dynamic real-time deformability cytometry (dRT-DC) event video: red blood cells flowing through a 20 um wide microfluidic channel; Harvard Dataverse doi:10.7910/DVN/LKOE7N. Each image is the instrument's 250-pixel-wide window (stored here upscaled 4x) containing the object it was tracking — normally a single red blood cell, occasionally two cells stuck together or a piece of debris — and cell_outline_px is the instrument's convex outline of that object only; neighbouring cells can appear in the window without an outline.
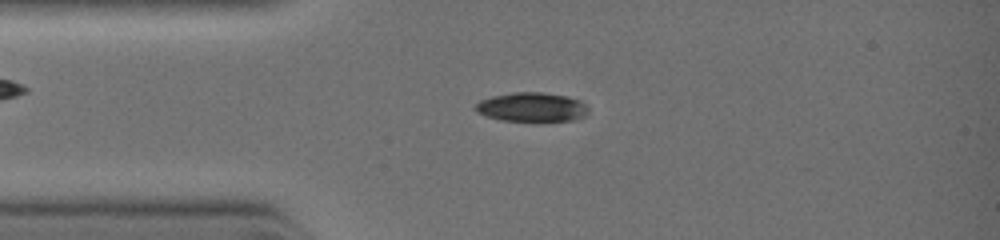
{"species": "common noctule bat (a hibernating species)", "species_latin": "Nyctalus noctula", "temperature_condition": "warm", "stored_images_in_passage": 5, "camera_frame_rate_fps": 3000, "um_per_image_px": 0.085, "animal": {"sex": "female", "body_mass_g": 19.0, "forearm_length_mm": 51.5}, "frame": {"image": 1, "passage_image": 3, "time_ms": 1.667, "image_size_px": [1000, 240], "cell_outline_px": [[588, 116], [580, 120], [504, 120], [488, 116], [476, 112], [472, 108], [480, 100], [492, 96], [512, 92], [544, 92], [568, 96], [580, 100], [588, 108]], "centroid_in_image_um": [45.24, 9.09], "position_along_channel_um": 39.8, "area_um2": 19.25}}